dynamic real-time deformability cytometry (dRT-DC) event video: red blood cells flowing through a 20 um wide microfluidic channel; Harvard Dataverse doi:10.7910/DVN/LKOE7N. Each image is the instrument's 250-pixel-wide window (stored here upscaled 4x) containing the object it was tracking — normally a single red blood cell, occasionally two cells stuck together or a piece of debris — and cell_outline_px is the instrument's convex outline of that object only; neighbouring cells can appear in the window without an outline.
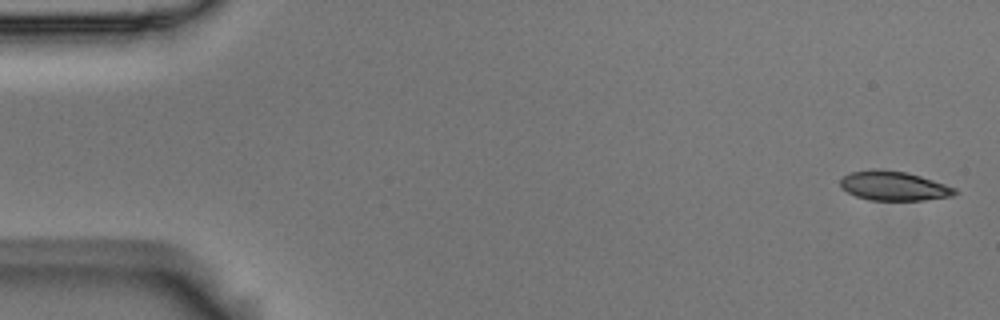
{"species": "Egyptian fruit bat (a non-hibernating species)", "species_latin": "Rousettus aegyptiacus", "temperature_condition": "room temperature", "stored_images_in_passage": 6, "camera_frame_rate_fps": 3000, "um_per_image_px": 0.085, "animal": {"sex": "male"}, "frame": {"image": 1, "passage_image": 1, "time_ms": 0.0, "image_size_px": [1000, 320], "cell_outline_px": [[960, 192], [952, 196], [924, 200], [868, 200], [856, 196], [840, 188], [840, 180], [844, 176], [852, 172], [876, 168], [880, 168], [904, 172], [920, 176], [956, 188]], "centroid_in_image_um": [75.96, 15.8], "position_along_channel_um": 9.0, "area_um2": 19.59}}